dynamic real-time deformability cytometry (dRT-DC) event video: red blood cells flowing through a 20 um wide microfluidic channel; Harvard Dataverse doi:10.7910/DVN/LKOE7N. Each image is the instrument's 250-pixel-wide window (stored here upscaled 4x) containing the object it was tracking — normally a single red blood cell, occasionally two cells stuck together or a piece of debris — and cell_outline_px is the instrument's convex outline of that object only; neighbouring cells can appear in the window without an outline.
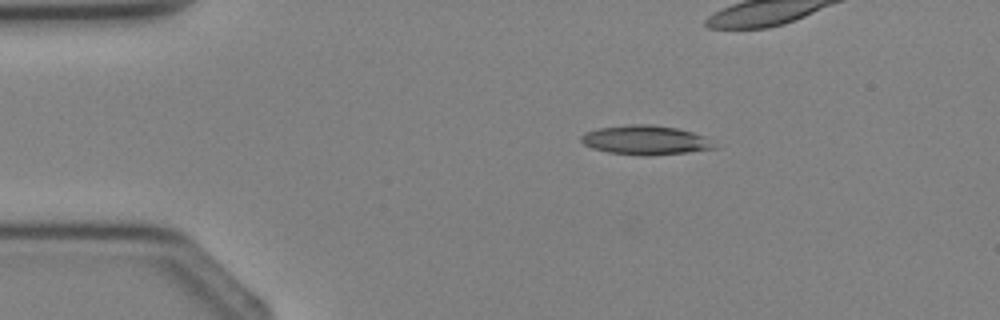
{"species": "Egyptian fruit bat (a non-hibernating species)", "species_latin": "Rousettus aegyptiacus", "temperature_condition": "cold", "stored_images_in_passage": 2, "camera_frame_rate_fps": 3000, "um_per_image_px": 0.085, "animal": {"sex": "female"}, "frame": {"image": 1, "passage_image": 1, "time_ms": 0.0, "image_size_px": [1000, 320], "cell_outline_px": [[720, 148], [688, 152], [652, 156], [644, 156], [608, 152], [592, 148], [584, 144], [580, 140], [580, 136], [584, 132], [600, 128], [628, 124], [652, 124], [676, 128], [692, 132], [704, 136]], "centroid_in_image_um": [54.87, 11.91], "position_along_channel_um": 30.1, "area_um2": 22.89}}